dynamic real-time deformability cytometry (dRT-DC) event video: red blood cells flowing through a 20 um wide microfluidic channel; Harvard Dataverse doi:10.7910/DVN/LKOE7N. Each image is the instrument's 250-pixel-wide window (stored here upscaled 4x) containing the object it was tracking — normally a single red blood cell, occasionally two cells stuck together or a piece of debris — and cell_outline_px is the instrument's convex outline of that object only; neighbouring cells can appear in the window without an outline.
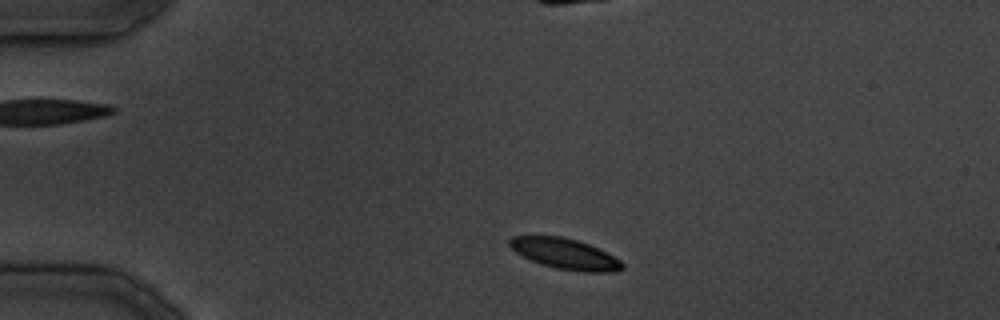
{"species": "common noctule bat (a hibernating species)", "species_latin": "Nyctalus noctula", "temperature_condition": "cold", "stored_images_in_passage": 20, "camera_frame_rate_fps": 3000, "um_per_image_px": 0.085, "animal": {"sex": "male", "body_mass_g": 19.5, "forearm_length_mm": 54.6}, "frame": {"image": 1, "passage_image": 4, "time_ms": 3.333, "image_size_px": [1000, 320], "cell_outline_px": [[624, 268], [616, 272], [580, 272], [556, 268], [540, 264], [516, 252], [508, 244], [508, 240], [512, 236], [560, 236], [576, 240], [588, 244], [620, 260], [624, 264]], "centroid_in_image_um": [48.02, 21.59], "position_along_channel_um": 37.0, "area_um2": 19.94}}